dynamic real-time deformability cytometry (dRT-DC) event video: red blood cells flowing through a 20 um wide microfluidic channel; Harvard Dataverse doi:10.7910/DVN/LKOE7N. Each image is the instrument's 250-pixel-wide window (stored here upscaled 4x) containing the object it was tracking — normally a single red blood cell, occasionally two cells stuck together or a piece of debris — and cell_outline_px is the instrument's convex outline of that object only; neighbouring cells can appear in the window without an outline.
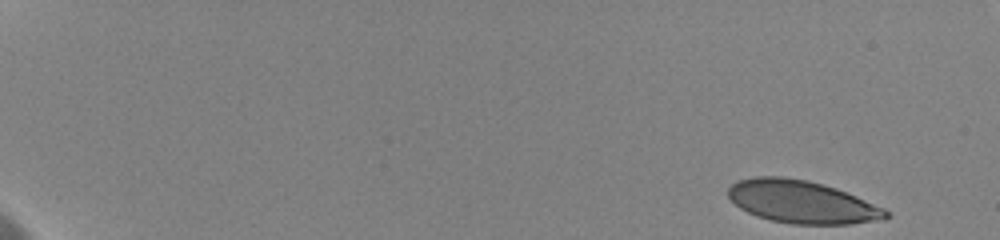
{"species": "human", "species_latin": "Homo sapiens", "temperature_condition": "cold", "stored_images_in_passage": 29, "camera_frame_rate_fps": 3000, "um_per_image_px": 0.085, "donor": {"sex": "female"}, "frame": {"image": 1, "passage_image": 1, "time_ms": 0.0, "image_size_px": [1000, 240], "cell_outline_px": [[888, 216], [872, 220], [852, 224], [792, 224], [772, 220], [756, 216], [740, 208], [728, 196], [728, 188], [732, 184], [740, 180], [752, 176], [780, 176], [808, 180], [836, 188], [856, 196], [884, 208], [888, 212]], "centroid_in_image_um": [68.1, 17.15], "position_along_channel_um": 16.9, "area_um2": 38.84}}
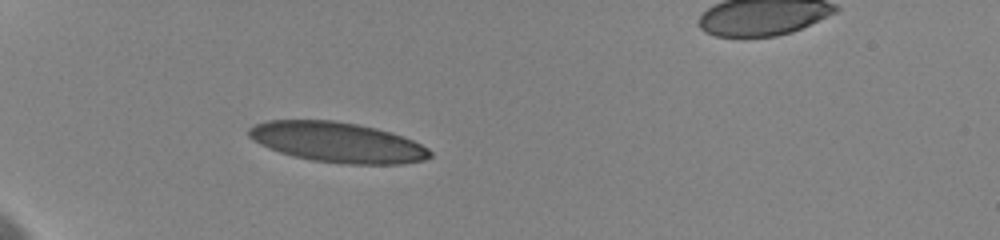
{"frame": {"image": 2, "passage_image": 18, "time_ms": 5.333, "image_size_px": [1000, 240], "cell_outline_px": [[432, 156], [424, 160], [400, 164], [344, 164], [312, 160], [292, 156], [268, 148], [252, 140], [248, 136], [248, 128], [256, 124], [268, 120], [332, 120], [356, 124], [376, 128], [412, 140], [428, 148], [432, 152]], "centroid_in_image_um": [28.65, 12.1], "position_along_channel_um": 56.3, "area_um2": 42.31}}